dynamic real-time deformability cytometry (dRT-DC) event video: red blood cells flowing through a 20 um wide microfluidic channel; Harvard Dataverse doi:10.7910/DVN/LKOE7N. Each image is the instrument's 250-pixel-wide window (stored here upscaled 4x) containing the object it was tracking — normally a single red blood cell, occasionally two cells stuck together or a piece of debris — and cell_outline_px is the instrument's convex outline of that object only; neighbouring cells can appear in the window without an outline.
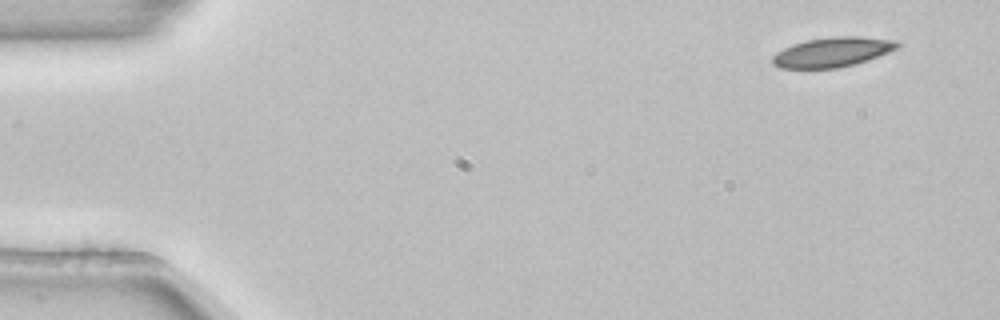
{"species": "common noctule bat (a hibernating species)", "species_latin": "Nyctalus noctula", "temperature_condition": "room temperature", "stored_images_in_passage": 3, "camera_frame_rate_fps": 3000, "um_per_image_px": 0.085, "animal": {"sex": "female", "body_mass_g": 22.7, "forearm_length_mm": 54.2}, "frame": {"image": 1, "passage_image": 1, "time_ms": 0.0, "image_size_px": [1000, 320], "cell_outline_px": [[900, 44], [896, 48], [888, 52], [868, 60], [856, 64], [836, 68], [780, 68], [772, 64], [772, 56], [776, 52], [792, 44], [808, 40], [836, 36], [856, 36], [896, 40]], "centroid_in_image_um": [70.73, 4.43], "position_along_channel_um": 14.3, "area_um2": 21.5}}